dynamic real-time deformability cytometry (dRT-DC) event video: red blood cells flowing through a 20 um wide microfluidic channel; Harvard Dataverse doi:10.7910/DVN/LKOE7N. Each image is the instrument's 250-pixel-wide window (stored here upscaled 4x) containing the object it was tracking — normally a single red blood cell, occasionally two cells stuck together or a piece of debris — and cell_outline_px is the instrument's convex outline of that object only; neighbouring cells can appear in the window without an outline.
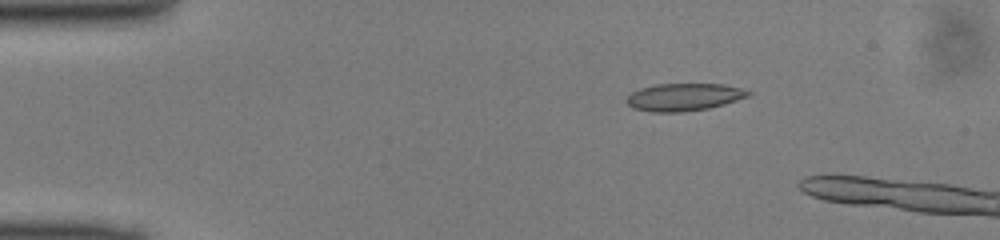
{"species": "common noctule bat (a hibernating species)", "species_latin": "Nyctalus noctula", "temperature_condition": "cold", "stored_images_in_passage": 13, "camera_frame_rate_fps": 3000, "um_per_image_px": 0.085, "animal": {"sex": "male", "body_mass_g": 13.0, "forearm_length_mm": 53.1}, "frame": {"image": 1, "passage_image": 8, "time_ms": 2.333, "image_size_px": [1000, 240], "cell_outline_px": [[752, 92], [748, 96], [724, 104], [708, 108], [680, 112], [652, 112], [632, 108], [624, 100], [632, 92], [640, 88], [656, 84], [724, 84], [740, 88]], "centroid_in_image_um": [58.09, 8.25], "position_along_channel_um": 26.9, "area_um2": 19.42}}